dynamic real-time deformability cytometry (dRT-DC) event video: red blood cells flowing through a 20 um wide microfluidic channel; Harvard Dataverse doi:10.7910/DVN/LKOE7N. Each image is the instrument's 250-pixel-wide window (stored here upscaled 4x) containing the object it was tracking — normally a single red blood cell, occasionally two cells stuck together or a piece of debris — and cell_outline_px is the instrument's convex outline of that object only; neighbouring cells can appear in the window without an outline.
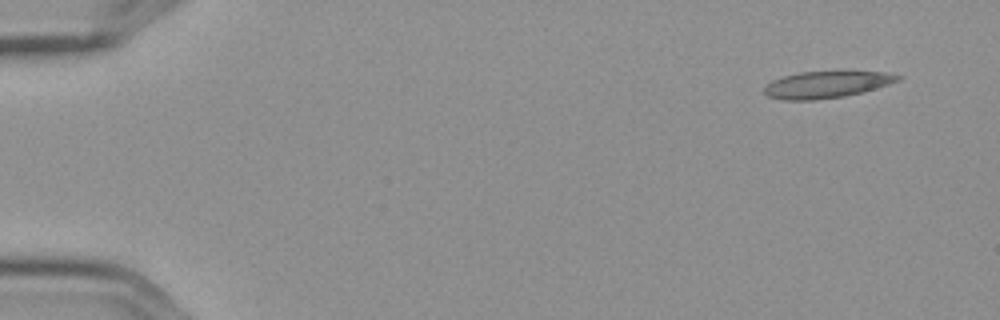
{"species": "Egyptian fruit bat (a non-hibernating species)", "species_latin": "Rousettus aegyptiacus", "temperature_condition": "cold", "stored_images_in_passage": 5, "camera_frame_rate_fps": 3000, "um_per_image_px": 0.085, "frame": {"image": 1, "passage_image": 1, "time_ms": 0.0, "image_size_px": [1000, 320], "cell_outline_px": [[904, 76], [900, 80], [876, 88], [844, 96], [812, 100], [780, 100], [768, 96], [764, 92], [764, 88], [772, 80], [784, 76], [800, 72], [844, 68], [884, 72]], "centroid_in_image_um": [70.31, 7.13], "position_along_channel_um": 14.7, "area_um2": 21.73}}
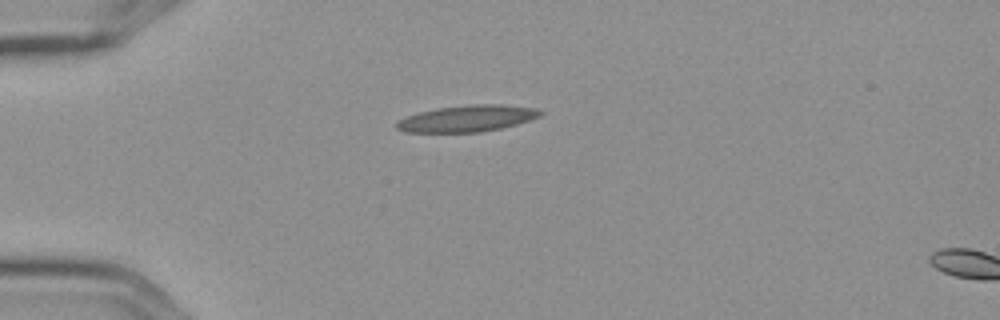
{"frame": {"image": 2, "passage_image": 4, "time_ms": 1.0, "image_size_px": [1000, 320], "cell_outline_px": [[544, 112], [540, 116], [516, 124], [500, 128], [480, 132], [404, 132], [396, 128], [396, 120], [420, 112], [436, 108], [472, 104], [500, 104], [536, 108]], "centroid_in_image_um": [39.7, 10.07], "position_along_channel_um": 45.3, "area_um2": 22.08}}